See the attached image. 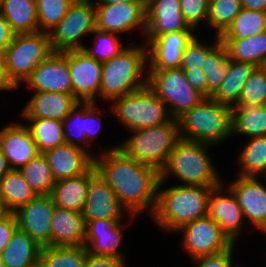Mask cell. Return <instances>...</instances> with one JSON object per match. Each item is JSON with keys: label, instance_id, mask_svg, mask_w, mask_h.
<instances>
[{"label": "cell", "instance_id": "680465c9", "mask_svg": "<svg viewBox=\"0 0 266 267\" xmlns=\"http://www.w3.org/2000/svg\"><path fill=\"white\" fill-rule=\"evenodd\" d=\"M0 267H4L3 266V261H2V255H1V253H0Z\"/></svg>", "mask_w": 266, "mask_h": 267}, {"label": "cell", "instance_id": "91938a15", "mask_svg": "<svg viewBox=\"0 0 266 267\" xmlns=\"http://www.w3.org/2000/svg\"><path fill=\"white\" fill-rule=\"evenodd\" d=\"M145 4L149 1V0H142Z\"/></svg>", "mask_w": 266, "mask_h": 267}, {"label": "cell", "instance_id": "11a10c76", "mask_svg": "<svg viewBox=\"0 0 266 267\" xmlns=\"http://www.w3.org/2000/svg\"><path fill=\"white\" fill-rule=\"evenodd\" d=\"M10 170L11 168L9 167L7 158L5 157L0 148V181Z\"/></svg>", "mask_w": 266, "mask_h": 267}, {"label": "cell", "instance_id": "8992f818", "mask_svg": "<svg viewBox=\"0 0 266 267\" xmlns=\"http://www.w3.org/2000/svg\"><path fill=\"white\" fill-rule=\"evenodd\" d=\"M129 138L118 145L128 157L151 166L159 172L164 168L170 153L181 140L178 119L164 124L130 131Z\"/></svg>", "mask_w": 266, "mask_h": 267}, {"label": "cell", "instance_id": "ac0fdd59", "mask_svg": "<svg viewBox=\"0 0 266 267\" xmlns=\"http://www.w3.org/2000/svg\"><path fill=\"white\" fill-rule=\"evenodd\" d=\"M228 187L235 195L242 209L245 221L261 232L266 230V186L259 177H242Z\"/></svg>", "mask_w": 266, "mask_h": 267}, {"label": "cell", "instance_id": "4dcf8cb0", "mask_svg": "<svg viewBox=\"0 0 266 267\" xmlns=\"http://www.w3.org/2000/svg\"><path fill=\"white\" fill-rule=\"evenodd\" d=\"M237 133L248 139L266 136V105L233 107L232 135Z\"/></svg>", "mask_w": 266, "mask_h": 267}, {"label": "cell", "instance_id": "e575fe53", "mask_svg": "<svg viewBox=\"0 0 266 267\" xmlns=\"http://www.w3.org/2000/svg\"><path fill=\"white\" fill-rule=\"evenodd\" d=\"M87 254L85 246L43 247L38 267H84Z\"/></svg>", "mask_w": 266, "mask_h": 267}, {"label": "cell", "instance_id": "7402d4cb", "mask_svg": "<svg viewBox=\"0 0 266 267\" xmlns=\"http://www.w3.org/2000/svg\"><path fill=\"white\" fill-rule=\"evenodd\" d=\"M55 181L73 178L86 173L94 165V157L85 149L68 143L43 153Z\"/></svg>", "mask_w": 266, "mask_h": 267}, {"label": "cell", "instance_id": "ee69618b", "mask_svg": "<svg viewBox=\"0 0 266 267\" xmlns=\"http://www.w3.org/2000/svg\"><path fill=\"white\" fill-rule=\"evenodd\" d=\"M195 36L192 41L187 45L182 55V62L180 68L182 69H198L202 68L207 54L220 42V38L214 37L212 45L197 39Z\"/></svg>", "mask_w": 266, "mask_h": 267}, {"label": "cell", "instance_id": "277c9868", "mask_svg": "<svg viewBox=\"0 0 266 267\" xmlns=\"http://www.w3.org/2000/svg\"><path fill=\"white\" fill-rule=\"evenodd\" d=\"M212 145L181 139L160 171V182L165 185L171 175L180 185L214 188L222 182L207 151Z\"/></svg>", "mask_w": 266, "mask_h": 267}, {"label": "cell", "instance_id": "681fc988", "mask_svg": "<svg viewBox=\"0 0 266 267\" xmlns=\"http://www.w3.org/2000/svg\"><path fill=\"white\" fill-rule=\"evenodd\" d=\"M17 228L18 222L15 213L11 212L4 220L0 221V253L8 245Z\"/></svg>", "mask_w": 266, "mask_h": 267}, {"label": "cell", "instance_id": "ffe728a7", "mask_svg": "<svg viewBox=\"0 0 266 267\" xmlns=\"http://www.w3.org/2000/svg\"><path fill=\"white\" fill-rule=\"evenodd\" d=\"M124 220L96 219L86 222L84 246L96 256L125 258L122 249Z\"/></svg>", "mask_w": 266, "mask_h": 267}, {"label": "cell", "instance_id": "d590c367", "mask_svg": "<svg viewBox=\"0 0 266 267\" xmlns=\"http://www.w3.org/2000/svg\"><path fill=\"white\" fill-rule=\"evenodd\" d=\"M266 32V12L242 8L220 39H243Z\"/></svg>", "mask_w": 266, "mask_h": 267}, {"label": "cell", "instance_id": "7c38bea8", "mask_svg": "<svg viewBox=\"0 0 266 267\" xmlns=\"http://www.w3.org/2000/svg\"><path fill=\"white\" fill-rule=\"evenodd\" d=\"M96 28L110 33H127L136 28L146 33V8L142 0L95 6Z\"/></svg>", "mask_w": 266, "mask_h": 267}, {"label": "cell", "instance_id": "44dd1931", "mask_svg": "<svg viewBox=\"0 0 266 267\" xmlns=\"http://www.w3.org/2000/svg\"><path fill=\"white\" fill-rule=\"evenodd\" d=\"M0 148L11 169H20L40 152L27 126L21 122L5 125L0 130Z\"/></svg>", "mask_w": 266, "mask_h": 267}, {"label": "cell", "instance_id": "e0dca14e", "mask_svg": "<svg viewBox=\"0 0 266 267\" xmlns=\"http://www.w3.org/2000/svg\"><path fill=\"white\" fill-rule=\"evenodd\" d=\"M194 31L168 32L158 37H145L148 70L180 68L187 45L196 36Z\"/></svg>", "mask_w": 266, "mask_h": 267}, {"label": "cell", "instance_id": "5b68a950", "mask_svg": "<svg viewBox=\"0 0 266 267\" xmlns=\"http://www.w3.org/2000/svg\"><path fill=\"white\" fill-rule=\"evenodd\" d=\"M232 106L205 98L178 118L181 139L218 145L231 138Z\"/></svg>", "mask_w": 266, "mask_h": 267}, {"label": "cell", "instance_id": "d4e9b609", "mask_svg": "<svg viewBox=\"0 0 266 267\" xmlns=\"http://www.w3.org/2000/svg\"><path fill=\"white\" fill-rule=\"evenodd\" d=\"M86 222L82 212L55 206L51 219V246H84Z\"/></svg>", "mask_w": 266, "mask_h": 267}, {"label": "cell", "instance_id": "cb8c5ba5", "mask_svg": "<svg viewBox=\"0 0 266 267\" xmlns=\"http://www.w3.org/2000/svg\"><path fill=\"white\" fill-rule=\"evenodd\" d=\"M21 111L22 118L62 121L79 102L73 95L55 92H33Z\"/></svg>", "mask_w": 266, "mask_h": 267}, {"label": "cell", "instance_id": "f546056e", "mask_svg": "<svg viewBox=\"0 0 266 267\" xmlns=\"http://www.w3.org/2000/svg\"><path fill=\"white\" fill-rule=\"evenodd\" d=\"M228 57L256 67L266 66V32L243 39H220Z\"/></svg>", "mask_w": 266, "mask_h": 267}, {"label": "cell", "instance_id": "836d02e7", "mask_svg": "<svg viewBox=\"0 0 266 267\" xmlns=\"http://www.w3.org/2000/svg\"><path fill=\"white\" fill-rule=\"evenodd\" d=\"M246 143L237 158L238 176L266 177V136L251 138Z\"/></svg>", "mask_w": 266, "mask_h": 267}, {"label": "cell", "instance_id": "30bf717a", "mask_svg": "<svg viewBox=\"0 0 266 267\" xmlns=\"http://www.w3.org/2000/svg\"><path fill=\"white\" fill-rule=\"evenodd\" d=\"M95 29V7L87 0H75L63 20L49 32L53 52L82 50L81 38Z\"/></svg>", "mask_w": 266, "mask_h": 267}, {"label": "cell", "instance_id": "5bb4252c", "mask_svg": "<svg viewBox=\"0 0 266 267\" xmlns=\"http://www.w3.org/2000/svg\"><path fill=\"white\" fill-rule=\"evenodd\" d=\"M207 215L220 226L233 244L237 243L246 221L235 195L223 182L210 191Z\"/></svg>", "mask_w": 266, "mask_h": 267}, {"label": "cell", "instance_id": "3957f363", "mask_svg": "<svg viewBox=\"0 0 266 267\" xmlns=\"http://www.w3.org/2000/svg\"><path fill=\"white\" fill-rule=\"evenodd\" d=\"M137 45L127 46L117 56L102 63L99 99L112 102L147 86V45Z\"/></svg>", "mask_w": 266, "mask_h": 267}, {"label": "cell", "instance_id": "2e32d148", "mask_svg": "<svg viewBox=\"0 0 266 267\" xmlns=\"http://www.w3.org/2000/svg\"><path fill=\"white\" fill-rule=\"evenodd\" d=\"M54 207L51 194L37 195L14 212L18 227L42 248L51 246V219Z\"/></svg>", "mask_w": 266, "mask_h": 267}, {"label": "cell", "instance_id": "db71d44e", "mask_svg": "<svg viewBox=\"0 0 266 267\" xmlns=\"http://www.w3.org/2000/svg\"><path fill=\"white\" fill-rule=\"evenodd\" d=\"M12 91L14 90L7 82L4 72V59L3 53L0 52V91Z\"/></svg>", "mask_w": 266, "mask_h": 267}, {"label": "cell", "instance_id": "ab89813d", "mask_svg": "<svg viewBox=\"0 0 266 267\" xmlns=\"http://www.w3.org/2000/svg\"><path fill=\"white\" fill-rule=\"evenodd\" d=\"M91 35L94 36V48L84 45L82 51L98 62L109 61L127 47V45L123 46L119 34L116 35V33L101 31L96 28Z\"/></svg>", "mask_w": 266, "mask_h": 267}, {"label": "cell", "instance_id": "f907efd6", "mask_svg": "<svg viewBox=\"0 0 266 267\" xmlns=\"http://www.w3.org/2000/svg\"><path fill=\"white\" fill-rule=\"evenodd\" d=\"M125 258L87 254L84 267H127Z\"/></svg>", "mask_w": 266, "mask_h": 267}, {"label": "cell", "instance_id": "74e56055", "mask_svg": "<svg viewBox=\"0 0 266 267\" xmlns=\"http://www.w3.org/2000/svg\"><path fill=\"white\" fill-rule=\"evenodd\" d=\"M229 57L225 45L220 41L206 56L202 65L208 82V98L217 91L228 70Z\"/></svg>", "mask_w": 266, "mask_h": 267}, {"label": "cell", "instance_id": "7a4b0ae2", "mask_svg": "<svg viewBox=\"0 0 266 267\" xmlns=\"http://www.w3.org/2000/svg\"><path fill=\"white\" fill-rule=\"evenodd\" d=\"M162 185L159 182L157 204L152 217L163 231L175 233L185 224L207 215L211 187L177 184L162 189Z\"/></svg>", "mask_w": 266, "mask_h": 267}, {"label": "cell", "instance_id": "8d00e7d4", "mask_svg": "<svg viewBox=\"0 0 266 267\" xmlns=\"http://www.w3.org/2000/svg\"><path fill=\"white\" fill-rule=\"evenodd\" d=\"M19 171L36 195L52 193L56 181L43 153H39L34 159L21 167Z\"/></svg>", "mask_w": 266, "mask_h": 267}, {"label": "cell", "instance_id": "f35d334b", "mask_svg": "<svg viewBox=\"0 0 266 267\" xmlns=\"http://www.w3.org/2000/svg\"><path fill=\"white\" fill-rule=\"evenodd\" d=\"M241 10V0H209L207 25L220 37Z\"/></svg>", "mask_w": 266, "mask_h": 267}, {"label": "cell", "instance_id": "c3c4849f", "mask_svg": "<svg viewBox=\"0 0 266 267\" xmlns=\"http://www.w3.org/2000/svg\"><path fill=\"white\" fill-rule=\"evenodd\" d=\"M183 70L191 86L205 98H208V82L202 68Z\"/></svg>", "mask_w": 266, "mask_h": 267}, {"label": "cell", "instance_id": "8fae6325", "mask_svg": "<svg viewBox=\"0 0 266 267\" xmlns=\"http://www.w3.org/2000/svg\"><path fill=\"white\" fill-rule=\"evenodd\" d=\"M176 232H182V248L192 260L223 253L234 245L208 215L185 224Z\"/></svg>", "mask_w": 266, "mask_h": 267}, {"label": "cell", "instance_id": "9f6ffc18", "mask_svg": "<svg viewBox=\"0 0 266 267\" xmlns=\"http://www.w3.org/2000/svg\"><path fill=\"white\" fill-rule=\"evenodd\" d=\"M87 1H89L95 7V6H102V5H108V4H117V3L127 2L131 0H96V1L87 0Z\"/></svg>", "mask_w": 266, "mask_h": 267}, {"label": "cell", "instance_id": "603a6c76", "mask_svg": "<svg viewBox=\"0 0 266 267\" xmlns=\"http://www.w3.org/2000/svg\"><path fill=\"white\" fill-rule=\"evenodd\" d=\"M146 8V37L168 32L194 31L181 14L179 0H149Z\"/></svg>", "mask_w": 266, "mask_h": 267}, {"label": "cell", "instance_id": "b9f144b4", "mask_svg": "<svg viewBox=\"0 0 266 267\" xmlns=\"http://www.w3.org/2000/svg\"><path fill=\"white\" fill-rule=\"evenodd\" d=\"M266 105V66L256 67L242 88L234 107Z\"/></svg>", "mask_w": 266, "mask_h": 267}, {"label": "cell", "instance_id": "816d5d0a", "mask_svg": "<svg viewBox=\"0 0 266 267\" xmlns=\"http://www.w3.org/2000/svg\"><path fill=\"white\" fill-rule=\"evenodd\" d=\"M15 33L0 13V52L4 53L6 48L11 44Z\"/></svg>", "mask_w": 266, "mask_h": 267}, {"label": "cell", "instance_id": "9a60e30c", "mask_svg": "<svg viewBox=\"0 0 266 267\" xmlns=\"http://www.w3.org/2000/svg\"><path fill=\"white\" fill-rule=\"evenodd\" d=\"M33 92H55L72 95V81L68 65V51L54 52L25 80Z\"/></svg>", "mask_w": 266, "mask_h": 267}, {"label": "cell", "instance_id": "ba28073f", "mask_svg": "<svg viewBox=\"0 0 266 267\" xmlns=\"http://www.w3.org/2000/svg\"><path fill=\"white\" fill-rule=\"evenodd\" d=\"M111 103L110 111L127 131L158 126L172 118L166 104L148 86Z\"/></svg>", "mask_w": 266, "mask_h": 267}, {"label": "cell", "instance_id": "bcb514c9", "mask_svg": "<svg viewBox=\"0 0 266 267\" xmlns=\"http://www.w3.org/2000/svg\"><path fill=\"white\" fill-rule=\"evenodd\" d=\"M97 103L85 102V135H86V151H88L93 157L96 155L90 152L89 148L93 139L98 136L101 126H103L101 118L99 117V111ZM91 141V142H90Z\"/></svg>", "mask_w": 266, "mask_h": 267}, {"label": "cell", "instance_id": "7bdbcfd3", "mask_svg": "<svg viewBox=\"0 0 266 267\" xmlns=\"http://www.w3.org/2000/svg\"><path fill=\"white\" fill-rule=\"evenodd\" d=\"M62 124L65 143L75 145L86 150L85 102H78L70 113L62 120Z\"/></svg>", "mask_w": 266, "mask_h": 267}, {"label": "cell", "instance_id": "d6986e66", "mask_svg": "<svg viewBox=\"0 0 266 267\" xmlns=\"http://www.w3.org/2000/svg\"><path fill=\"white\" fill-rule=\"evenodd\" d=\"M125 213L129 215V218L135 217L130 215L120 204L115 192L97 173L90 180L86 202L82 210L85 222L96 219L123 220L127 217Z\"/></svg>", "mask_w": 266, "mask_h": 267}, {"label": "cell", "instance_id": "60d3db41", "mask_svg": "<svg viewBox=\"0 0 266 267\" xmlns=\"http://www.w3.org/2000/svg\"><path fill=\"white\" fill-rule=\"evenodd\" d=\"M75 0H36L38 31L50 32L68 13Z\"/></svg>", "mask_w": 266, "mask_h": 267}, {"label": "cell", "instance_id": "7dc6e473", "mask_svg": "<svg viewBox=\"0 0 266 267\" xmlns=\"http://www.w3.org/2000/svg\"><path fill=\"white\" fill-rule=\"evenodd\" d=\"M234 244L229 250L210 256H204L194 259V263L197 264L196 267H230L233 252H234Z\"/></svg>", "mask_w": 266, "mask_h": 267}, {"label": "cell", "instance_id": "1f68e13d", "mask_svg": "<svg viewBox=\"0 0 266 267\" xmlns=\"http://www.w3.org/2000/svg\"><path fill=\"white\" fill-rule=\"evenodd\" d=\"M36 196L18 169H11L0 181V198L12 213Z\"/></svg>", "mask_w": 266, "mask_h": 267}, {"label": "cell", "instance_id": "52a82bcc", "mask_svg": "<svg viewBox=\"0 0 266 267\" xmlns=\"http://www.w3.org/2000/svg\"><path fill=\"white\" fill-rule=\"evenodd\" d=\"M53 53L48 32L15 34L3 53L8 84L14 90L23 85L29 75Z\"/></svg>", "mask_w": 266, "mask_h": 267}, {"label": "cell", "instance_id": "f1b7e54d", "mask_svg": "<svg viewBox=\"0 0 266 267\" xmlns=\"http://www.w3.org/2000/svg\"><path fill=\"white\" fill-rule=\"evenodd\" d=\"M0 13L15 34L38 32L36 0H2Z\"/></svg>", "mask_w": 266, "mask_h": 267}, {"label": "cell", "instance_id": "484cf974", "mask_svg": "<svg viewBox=\"0 0 266 267\" xmlns=\"http://www.w3.org/2000/svg\"><path fill=\"white\" fill-rule=\"evenodd\" d=\"M97 174L93 165L86 173L57 181L53 186L51 196L54 205L67 210L82 212L90 180Z\"/></svg>", "mask_w": 266, "mask_h": 267}, {"label": "cell", "instance_id": "83f0119b", "mask_svg": "<svg viewBox=\"0 0 266 267\" xmlns=\"http://www.w3.org/2000/svg\"><path fill=\"white\" fill-rule=\"evenodd\" d=\"M255 68L253 64L229 58L227 73L211 99L234 107L239 101L244 84Z\"/></svg>", "mask_w": 266, "mask_h": 267}, {"label": "cell", "instance_id": "94428289", "mask_svg": "<svg viewBox=\"0 0 266 267\" xmlns=\"http://www.w3.org/2000/svg\"><path fill=\"white\" fill-rule=\"evenodd\" d=\"M230 267H233V260L231 261Z\"/></svg>", "mask_w": 266, "mask_h": 267}, {"label": "cell", "instance_id": "4fadbf2b", "mask_svg": "<svg viewBox=\"0 0 266 267\" xmlns=\"http://www.w3.org/2000/svg\"><path fill=\"white\" fill-rule=\"evenodd\" d=\"M72 95L79 102L96 103L100 95L102 63L82 50L68 51Z\"/></svg>", "mask_w": 266, "mask_h": 267}, {"label": "cell", "instance_id": "d6a6232c", "mask_svg": "<svg viewBox=\"0 0 266 267\" xmlns=\"http://www.w3.org/2000/svg\"><path fill=\"white\" fill-rule=\"evenodd\" d=\"M40 153L65 143L62 121L55 119L23 118Z\"/></svg>", "mask_w": 266, "mask_h": 267}, {"label": "cell", "instance_id": "6da1fadb", "mask_svg": "<svg viewBox=\"0 0 266 267\" xmlns=\"http://www.w3.org/2000/svg\"><path fill=\"white\" fill-rule=\"evenodd\" d=\"M94 166L130 215L136 216L145 210L153 215L160 182L157 169L126 156L118 145L96 155Z\"/></svg>", "mask_w": 266, "mask_h": 267}, {"label": "cell", "instance_id": "4316f807", "mask_svg": "<svg viewBox=\"0 0 266 267\" xmlns=\"http://www.w3.org/2000/svg\"><path fill=\"white\" fill-rule=\"evenodd\" d=\"M42 247L19 227L1 252L4 267H38Z\"/></svg>", "mask_w": 266, "mask_h": 267}, {"label": "cell", "instance_id": "6f0895ef", "mask_svg": "<svg viewBox=\"0 0 266 267\" xmlns=\"http://www.w3.org/2000/svg\"><path fill=\"white\" fill-rule=\"evenodd\" d=\"M11 211L7 208L5 202L0 198V221L4 220Z\"/></svg>", "mask_w": 266, "mask_h": 267}, {"label": "cell", "instance_id": "9c48e42d", "mask_svg": "<svg viewBox=\"0 0 266 267\" xmlns=\"http://www.w3.org/2000/svg\"><path fill=\"white\" fill-rule=\"evenodd\" d=\"M147 86L166 104L174 119L205 99L191 86L182 68L148 70Z\"/></svg>", "mask_w": 266, "mask_h": 267}, {"label": "cell", "instance_id": "f6af8a7d", "mask_svg": "<svg viewBox=\"0 0 266 267\" xmlns=\"http://www.w3.org/2000/svg\"><path fill=\"white\" fill-rule=\"evenodd\" d=\"M208 3L209 0H179L181 14L192 29L201 22L207 24Z\"/></svg>", "mask_w": 266, "mask_h": 267}, {"label": "cell", "instance_id": "f5cc1de1", "mask_svg": "<svg viewBox=\"0 0 266 267\" xmlns=\"http://www.w3.org/2000/svg\"><path fill=\"white\" fill-rule=\"evenodd\" d=\"M242 8L266 12V0H241Z\"/></svg>", "mask_w": 266, "mask_h": 267}]
</instances>
